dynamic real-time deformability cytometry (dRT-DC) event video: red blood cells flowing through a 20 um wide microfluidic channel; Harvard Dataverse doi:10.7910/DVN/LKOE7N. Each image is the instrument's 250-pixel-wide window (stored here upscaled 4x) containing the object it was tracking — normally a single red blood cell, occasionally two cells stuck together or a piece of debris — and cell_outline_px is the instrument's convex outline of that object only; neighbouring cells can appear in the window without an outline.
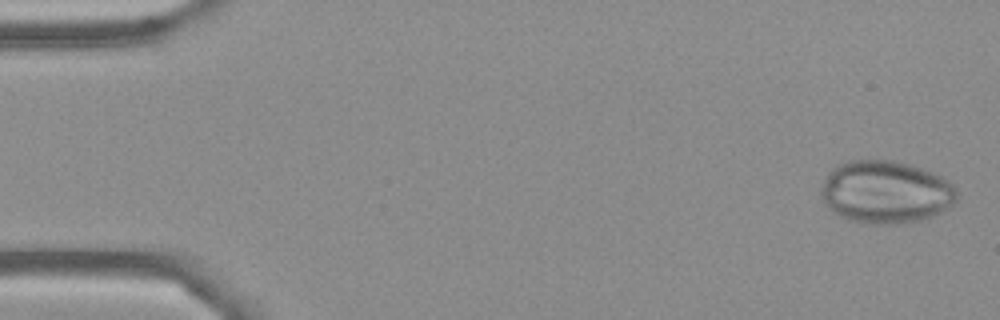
{"species": "Egyptian fruit bat (a non-hibernating species)", "species_latin": "Rousettus aegyptiacus", "temperature_condition": "cold", "stored_images_in_passage": 4, "camera_frame_rate_fps": 3000, "um_per_image_px": 0.085, "frame": {"image": 1, "passage_image": 1, "time_ms": 0.0, "image_size_px": [1000, 320], "cell_outline_px": [[956, 200], [948, 208], [932, 216], [920, 220], [900, 224], [864, 224], [848, 220], [840, 216], [828, 208], [820, 196], [820, 192], [824, 180], [828, 172], [836, 164], [848, 160], [896, 160], [920, 168], [940, 176], [948, 180], [956, 188]], "centroid_in_image_um": [75.24, 16.33], "position_along_channel_um": 9.8, "area_um2": 49.94}}